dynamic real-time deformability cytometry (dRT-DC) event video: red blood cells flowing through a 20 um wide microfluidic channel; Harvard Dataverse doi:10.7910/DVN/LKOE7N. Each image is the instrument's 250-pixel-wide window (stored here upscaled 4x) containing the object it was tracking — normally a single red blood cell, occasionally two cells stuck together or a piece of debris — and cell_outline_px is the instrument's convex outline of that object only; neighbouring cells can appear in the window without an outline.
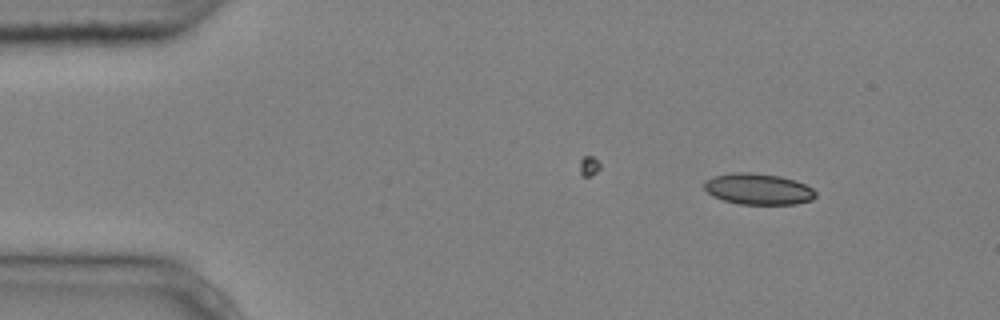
{"species": "common noctule bat (a hibernating species)", "species_latin": "Nyctalus noctula", "temperature_condition": "cold", "stored_images_in_passage": 5, "camera_frame_rate_fps": 3000, "um_per_image_px": 0.085, "animal": {"sex": "male", "body_mass_g": 20.4}, "frame": {"image": 1, "passage_image": 1, "time_ms": 0.0, "image_size_px": [1000, 320], "cell_outline_px": [[816, 196], [812, 200], [796, 204], [740, 204], [724, 200], [712, 196], [704, 188], [704, 184], [712, 176], [732, 172], [752, 172], [780, 176], [796, 180], [812, 188], [816, 192]], "centroid_in_image_um": [64.46, 16.06], "position_along_channel_um": 20.5, "area_um2": 20.29}}
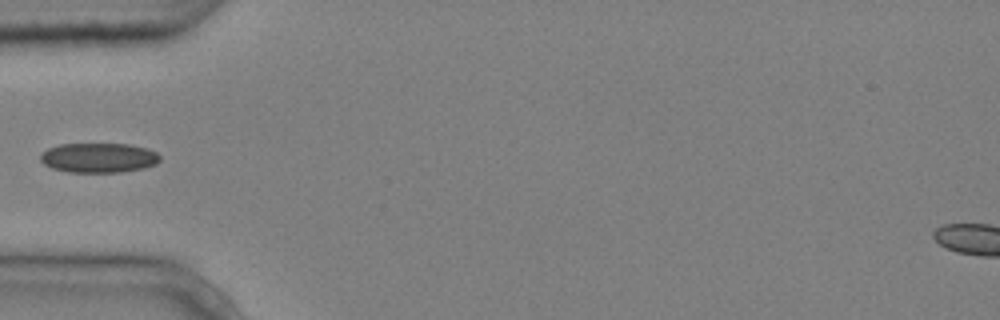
{"frame": {"image": 2, "passage_image": 4, "time_ms": 1.0, "image_size_px": [1000, 320], "cell_outline_px": [[160, 160], [156, 164], [144, 168], [120, 172], [68, 172], [52, 168], [44, 164], [40, 160], [40, 152], [48, 148], [60, 144], [128, 144], [148, 148], [156, 152], [160, 156]], "centroid_in_image_um": [8.38, 13.41], "position_along_channel_um": 76.6, "area_um2": 20.81}}
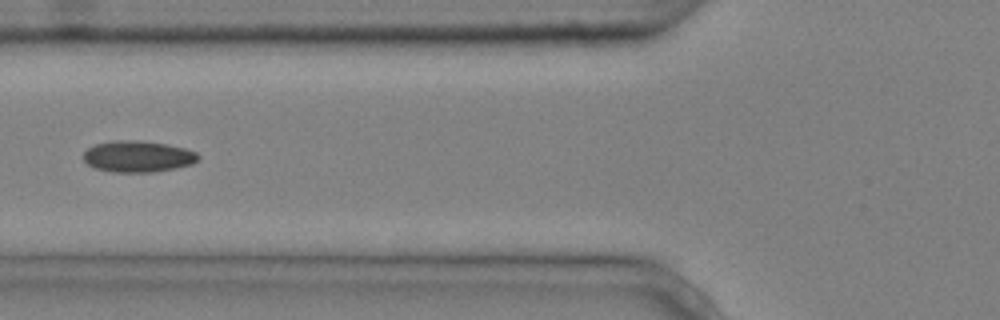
{"frame": {"image": 3, "passage_image": 5, "time_ms": 1.333, "image_size_px": [1000, 320], "cell_outline_px": [[200, 156], [192, 164], [176, 168], [152, 172], [112, 172], [96, 168], [88, 164], [84, 160], [84, 152], [88, 148], [96, 144], [112, 140], [136, 140], [164, 144], [184, 148], [196, 152]], "centroid_in_image_um": [11.71, 13.3], "position_along_channel_um": 114.1, "area_um2": 20.81}}